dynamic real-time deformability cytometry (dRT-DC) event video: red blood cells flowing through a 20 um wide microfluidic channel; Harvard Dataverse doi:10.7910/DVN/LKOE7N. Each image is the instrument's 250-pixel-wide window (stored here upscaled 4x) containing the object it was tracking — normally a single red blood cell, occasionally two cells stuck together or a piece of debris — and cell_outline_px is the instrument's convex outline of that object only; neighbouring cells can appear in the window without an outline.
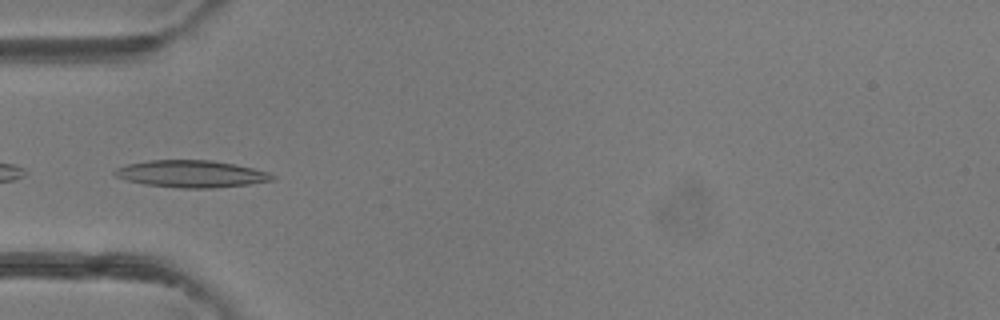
{"species": "common noctule bat (a hibernating species)", "species_latin": "Nyctalus noctula", "temperature_condition": "room temperature", "stored_images_in_passage": 44, "camera_frame_rate_fps": 3000, "um_per_image_px": 0.085, "animal": {"sex": "female"}, "frame": {"image": 1, "passage_image": 13, "time_ms": 4.0, "image_size_px": [1000, 320], "cell_outline_px": [[276, 176], [272, 180], [248, 184], [212, 188], [180, 188], [144, 184], [128, 180], [116, 176], [112, 172], [116, 168], [128, 164], [148, 160], [212, 160], [236, 164], [268, 172]], "centroid_in_image_um": [16.25, 14.77], "position_along_channel_um": 68.7, "area_um2": 24.74}, "authors_computed_cell_mechanics": {"area_um2": 22.6576, "velocity_mm_per_s": 4.322, "shape_relaxation_time_tau1_ms": 3.5224, "shape_relaxation_time_tau2_ms": 3.2855, "deformation_change_tau1": 0.1501, "deformation_change_tau2": 0.1199}}